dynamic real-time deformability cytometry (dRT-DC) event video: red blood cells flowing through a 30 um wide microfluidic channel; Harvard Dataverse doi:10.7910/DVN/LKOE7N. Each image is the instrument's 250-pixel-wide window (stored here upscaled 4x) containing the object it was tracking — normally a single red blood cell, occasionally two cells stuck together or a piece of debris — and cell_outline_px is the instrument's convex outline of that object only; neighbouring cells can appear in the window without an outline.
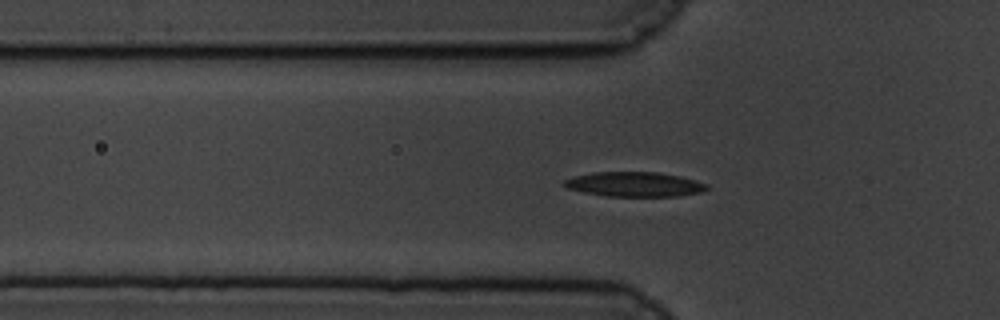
{"species": "common noctule bat (a hibernating species)", "species_latin": "Nyctalus noctula", "temperature_condition": "cold", "stored_images_in_passage": 51, "camera_frame_rate_fps": 3000, "um_per_image_px": 0.085, "animal": {"sex": "male", "body_mass_g": 19.5, "forearm_length_mm": 54.6}, "frame": {"image": 1, "passage_image": 10, "time_ms": 3.0, "image_size_px": [1000, 320], "cell_outline_px": [[708, 188], [704, 192], [680, 196], [604, 196], [584, 192], [568, 188], [560, 184], [564, 180], [576, 176], [592, 172], [656, 172], [680, 176], [708, 184]], "centroid_in_image_um": [53.94, 15.67], "position_along_channel_um": 71.9, "area_um2": 20.58}}
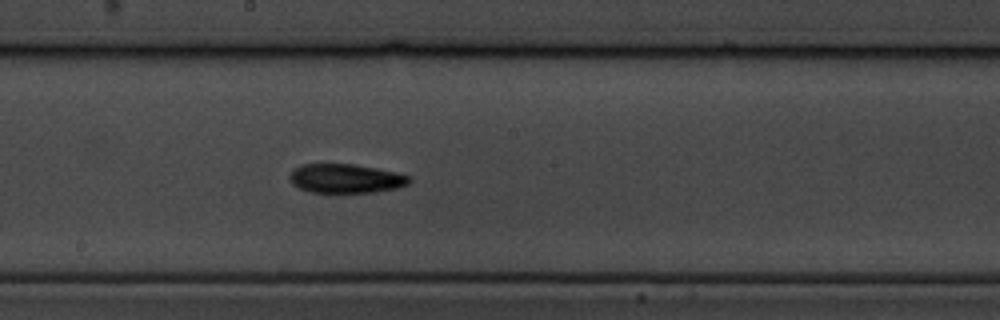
{"frame": {"image": 2, "passage_image": 23, "time_ms": 7.333, "image_size_px": [1000, 320], "cell_outline_px": [[412, 180], [408, 184], [396, 188], [376, 192], [312, 192], [300, 188], [292, 184], [288, 176], [292, 168], [300, 164], [352, 164], [376, 168], [396, 172], [412, 176]], "centroid_in_image_um": [29.38, 15.16], "position_along_channel_um": 218.8, "area_um2": 20.4}}
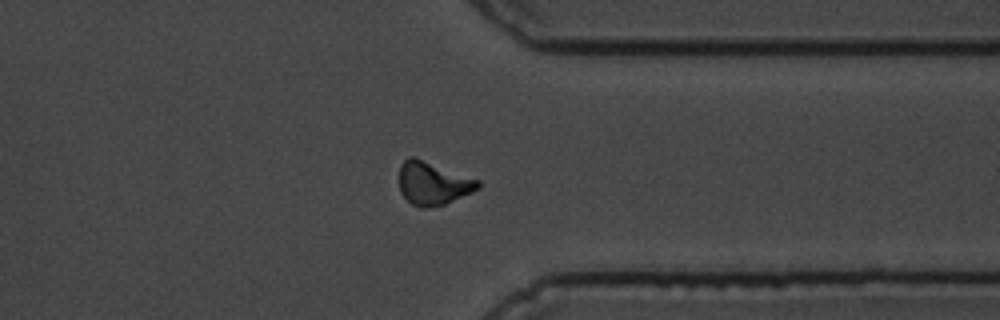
{"frame": {"image": 3, "passage_image": 37, "time_ms": 12.0, "image_size_px": [1000, 320], "cell_outline_px": [[480, 188], [472, 192], [444, 204], [424, 208], [420, 208], [412, 204], [400, 192], [400, 164], [408, 156], [412, 156], [480, 180]], "centroid_in_image_um": [36.8, 15.58], "position_along_channel_um": 374.6, "area_um2": 19.59}, "authors_computed_cell_mechanics": {"area_um2": 19.5942, "velocity_mm_per_s": 3.3935, "shape_relaxation_time_tau1_ms": 8.6254, "shape_relaxation_time_tau2_ms": null, "deformation_change_tau1": 0.2038, "deformation_change_tau2": null}}